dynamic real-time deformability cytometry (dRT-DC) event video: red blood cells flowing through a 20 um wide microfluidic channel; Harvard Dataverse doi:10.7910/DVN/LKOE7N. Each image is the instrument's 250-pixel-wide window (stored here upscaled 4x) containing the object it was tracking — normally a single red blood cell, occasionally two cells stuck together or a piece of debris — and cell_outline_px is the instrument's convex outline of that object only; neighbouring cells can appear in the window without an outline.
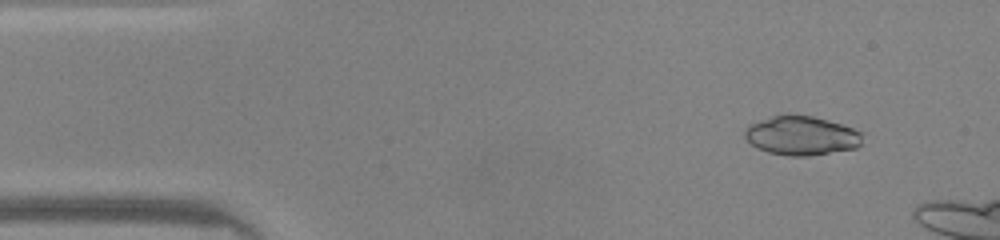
{"species": "common noctule bat (a hibernating species)", "species_latin": "Nyctalus noctula", "temperature_condition": "warm", "stored_images_in_passage": 42, "camera_frame_rate_fps": 3000, "um_per_image_px": 0.085, "animal": {"sex": "male", "body_mass_g": 20.0, "forearm_length_mm": 53.3}, "frame": {"image": 1, "passage_image": 5, "time_ms": 1.333, "image_size_px": [1000, 240], "cell_outline_px": [[864, 132], [860, 144], [856, 148], [808, 156], [788, 156], [768, 152], [752, 144], [744, 136], [744, 132], [748, 124], [772, 116], [812, 116], [828, 120]], "centroid_in_image_um": [68.14, 11.54], "position_along_channel_um": 16.9, "area_um2": 26.47}}
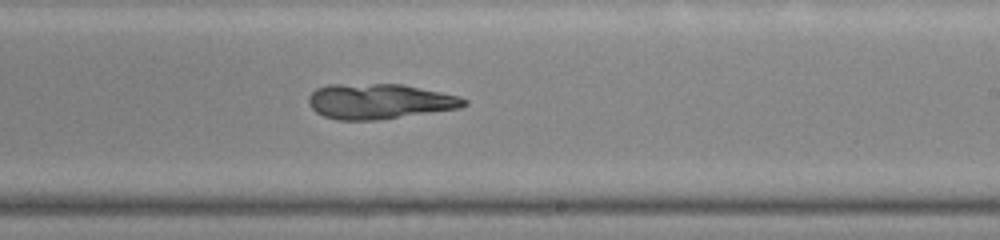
{"frame": {"image": 2, "passage_image": 28, "time_ms": 9.0, "image_size_px": [1000, 240], "cell_outline_px": [[468, 104], [460, 108], [376, 120], [336, 120], [324, 116], [316, 112], [312, 108], [308, 100], [308, 96], [316, 88], [328, 84], [404, 84], [460, 96], [468, 100]], "centroid_in_image_um": [32.25, 8.61], "position_along_channel_um": 256.7, "area_um2": 32.02}}
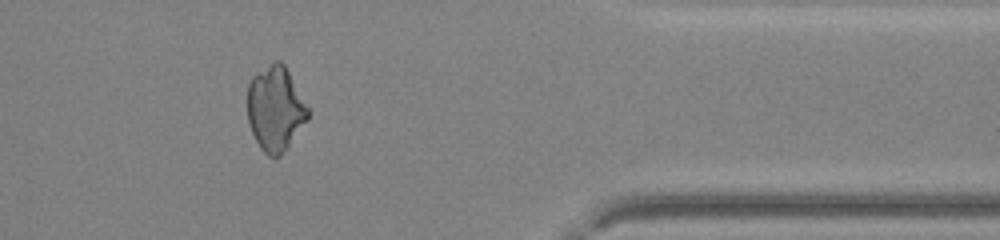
{"frame": {"image": 3, "passage_image": 39, "time_ms": 12.667, "image_size_px": [1000, 240], "cell_outline_px": [[308, 120], [288, 148], [276, 160], [268, 156], [260, 148], [248, 124], [248, 84], [252, 76], [272, 60], [280, 60], [284, 64], [308, 108]], "centroid_in_image_um": [23.39, 9.26], "position_along_channel_um": 388.0, "area_um2": 30.11}}